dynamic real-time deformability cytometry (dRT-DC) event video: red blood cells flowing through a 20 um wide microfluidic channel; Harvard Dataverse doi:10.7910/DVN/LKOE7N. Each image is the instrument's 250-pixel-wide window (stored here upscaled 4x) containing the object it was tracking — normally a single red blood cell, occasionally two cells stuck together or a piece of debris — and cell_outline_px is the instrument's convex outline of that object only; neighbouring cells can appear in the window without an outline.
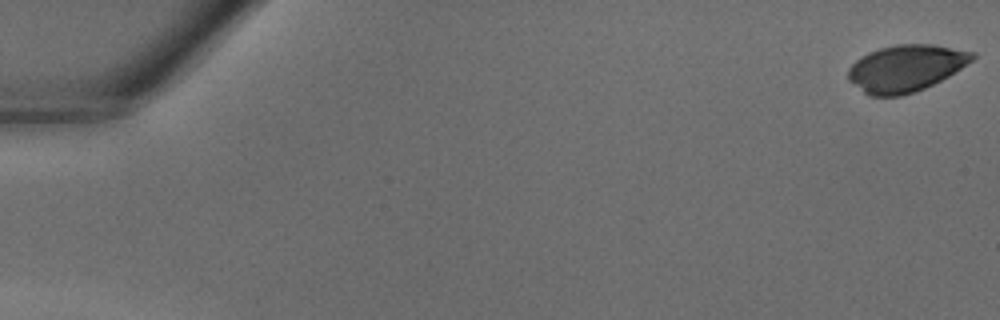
{"species": "common noctule bat (a hibernating species)", "species_latin": "Nyctalus noctula", "temperature_condition": "warm", "stored_images_in_passage": 41, "camera_frame_rate_fps": 3000, "um_per_image_px": 0.085, "animal": {"sex": "male", "body_mass_g": 18.8}, "frame": {"image": 1, "passage_image": 1, "time_ms": 0.0, "image_size_px": [1000, 320], "cell_outline_px": [[976, 56], [972, 60], [948, 76], [924, 88], [900, 96], [868, 96], [848, 80], [848, 68], [860, 56], [868, 52], [880, 48], [896, 44], [932, 44], [976, 52]], "centroid_in_image_um": [76.96, 5.79], "position_along_channel_um": 8.0, "area_um2": 33.7}}